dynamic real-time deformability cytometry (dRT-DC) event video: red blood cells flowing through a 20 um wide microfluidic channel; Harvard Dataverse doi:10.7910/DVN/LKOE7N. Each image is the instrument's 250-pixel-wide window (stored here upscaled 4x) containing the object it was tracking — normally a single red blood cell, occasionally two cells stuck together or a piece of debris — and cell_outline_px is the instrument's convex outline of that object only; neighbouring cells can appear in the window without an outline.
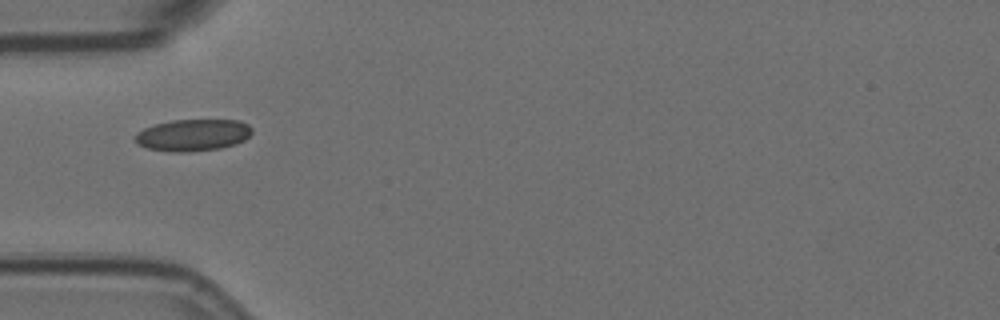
{"species": "Egyptian fruit bat (a non-hibernating species)", "species_latin": "Rousettus aegyptiacus", "temperature_condition": "room temperature", "stored_images_in_passage": 4, "camera_frame_rate_fps": 3000, "um_per_image_px": 0.085, "animal": {"sex": "female"}, "frame": {"image": 1, "passage_image": 2, "time_ms": 0.333, "image_size_px": [1000, 320], "cell_outline_px": [[252, 132], [244, 140], [236, 144], [220, 148], [188, 152], [168, 152], [148, 148], [136, 144], [136, 132], [144, 128], [156, 124], [172, 120], [240, 120], [248, 124], [252, 128]], "centroid_in_image_um": [16.4, 11.48], "position_along_channel_um": 68.6, "area_um2": 21.73}}
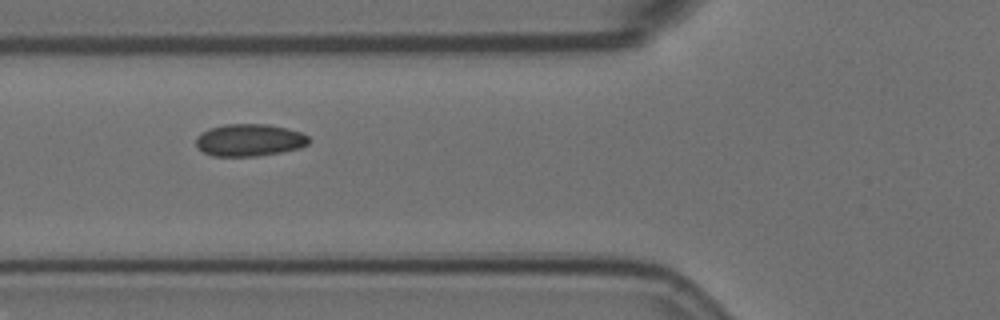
{"frame": {"image": 2, "passage_image": 3, "time_ms": 0.667, "image_size_px": [1000, 320], "cell_outline_px": [[312, 140], [308, 144], [300, 148], [280, 152], [256, 156], [212, 156], [196, 148], [196, 136], [200, 132], [208, 128], [224, 124], [268, 124], [288, 128], [300, 132], [308, 136]], "centroid_in_image_um": [21.18, 11.9], "position_along_channel_um": 104.6, "area_um2": 21.5}}
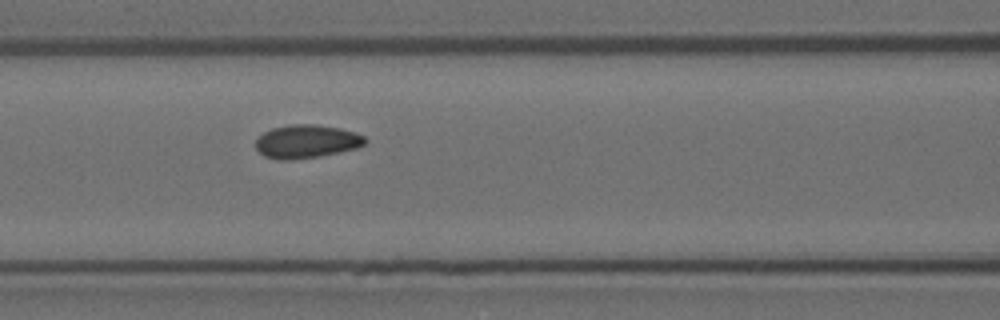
{"frame": {"image": 3, "passage_image": 4, "time_ms": 1.0, "image_size_px": [1000, 320], "cell_outline_px": [[368, 140], [364, 144], [356, 148], [320, 156], [288, 160], [280, 160], [264, 156], [256, 148], [256, 140], [264, 132], [272, 128], [292, 124], [316, 124], [340, 128], [356, 132], [364, 136]], "centroid_in_image_um": [26.07, 12.02], "position_along_channel_um": 140.5, "area_um2": 21.21}}